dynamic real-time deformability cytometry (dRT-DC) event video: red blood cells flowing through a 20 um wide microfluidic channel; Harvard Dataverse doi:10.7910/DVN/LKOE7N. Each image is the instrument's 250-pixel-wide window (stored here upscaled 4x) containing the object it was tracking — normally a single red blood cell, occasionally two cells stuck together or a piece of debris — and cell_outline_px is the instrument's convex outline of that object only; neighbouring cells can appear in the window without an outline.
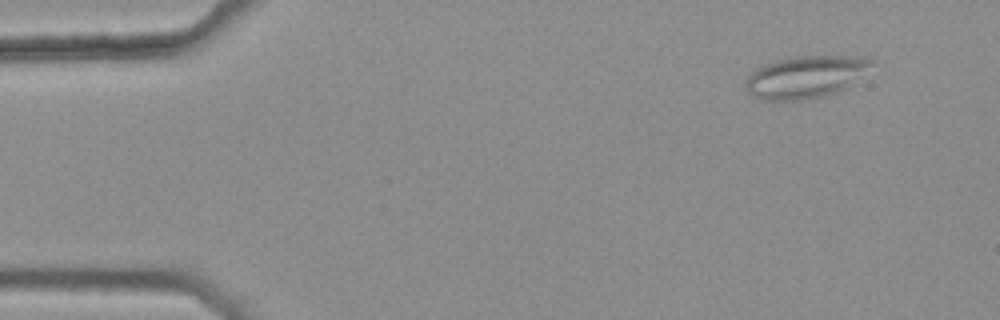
{"species": "common noctule bat (a hibernating species)", "species_latin": "Nyctalus noctula", "temperature_condition": "warm", "stored_images_in_passage": 4, "camera_frame_rate_fps": 3000, "um_per_image_px": 0.085, "animal": {"sex": "female", "body_mass_g": 25.1}, "frame": {"image": 1, "passage_image": 2, "time_ms": 0.333, "image_size_px": [1000, 320], "cell_outline_px": [[872, 64], [844, 88], [828, 96], [804, 100], [764, 100], [752, 96], [748, 92], [744, 84], [744, 80], [756, 68], [764, 64], [776, 60], [792, 56], [864, 56], [872, 60]], "centroid_in_image_um": [68.39, 6.54], "position_along_channel_um": 16.6, "area_um2": 30.87}}